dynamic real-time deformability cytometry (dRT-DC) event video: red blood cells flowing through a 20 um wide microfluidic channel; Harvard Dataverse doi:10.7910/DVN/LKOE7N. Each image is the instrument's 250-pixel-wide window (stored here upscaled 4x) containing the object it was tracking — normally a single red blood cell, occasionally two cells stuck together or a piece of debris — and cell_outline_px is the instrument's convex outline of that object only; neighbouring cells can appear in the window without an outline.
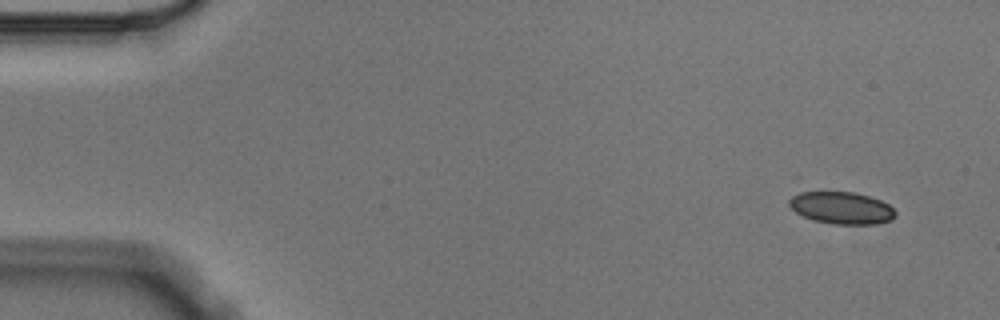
{"species": "Egyptian fruit bat (a non-hibernating species)", "species_latin": "Rousettus aegyptiacus", "temperature_condition": "cold", "stored_images_in_passage": 4, "camera_frame_rate_fps": 3000, "um_per_image_px": 0.085, "animal": {"sex": "male"}, "frame": {"image": 1, "passage_image": 1, "time_ms": 0.0, "image_size_px": [1000, 320], "cell_outline_px": [[896, 216], [892, 220], [876, 224], [832, 224], [812, 220], [796, 212], [788, 204], [788, 200], [792, 196], [804, 188], [808, 188], [852, 192], [868, 196], [880, 200], [888, 204], [896, 212]], "centroid_in_image_um": [71.45, 17.62], "position_along_channel_um": 13.5, "area_um2": 20.75}}
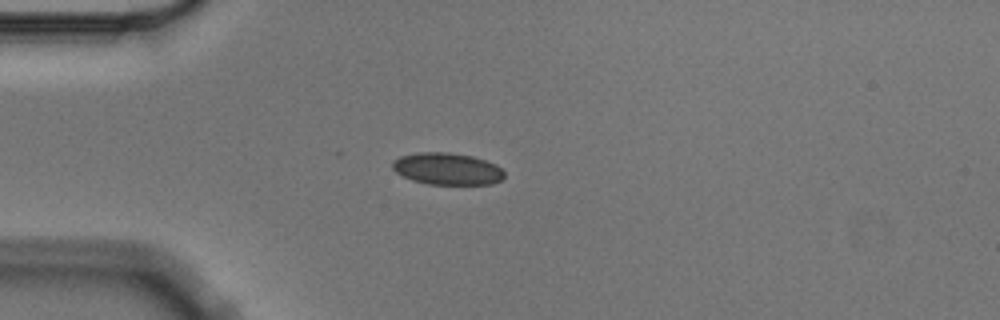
{"frame": {"image": 2, "passage_image": 4, "time_ms": 1.0, "image_size_px": [1000, 320], "cell_outline_px": [[504, 176], [500, 180], [492, 184], [428, 184], [412, 180], [396, 172], [392, 168], [392, 160], [400, 156], [416, 152], [448, 152], [472, 156], [496, 164], [504, 172]], "centroid_in_image_um": [37.99, 14.34], "position_along_channel_um": 47.0, "area_um2": 20.81}}